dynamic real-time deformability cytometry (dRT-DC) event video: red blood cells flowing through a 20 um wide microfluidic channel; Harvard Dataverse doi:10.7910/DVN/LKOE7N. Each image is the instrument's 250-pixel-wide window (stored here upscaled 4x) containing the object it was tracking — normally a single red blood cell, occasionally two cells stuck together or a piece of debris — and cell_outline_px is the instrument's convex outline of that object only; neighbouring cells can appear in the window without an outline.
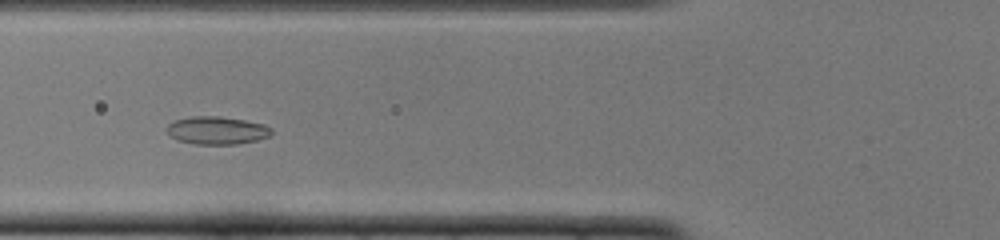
{"species": "common noctule bat (a hibernating species)", "species_latin": "Nyctalus noctula", "temperature_condition": "cold", "stored_images_in_passage": 46, "camera_frame_rate_fps": 3000, "um_per_image_px": 0.085, "animal": {"sex": "female", "body_mass_g": 22.0, "forearm_length_mm": 56.7}, "frame": {"image": 1, "passage_image": 13, "time_ms": 4.0, "image_size_px": [1000, 240], "cell_outline_px": [[272, 136], [240, 144], [192, 144], [176, 140], [164, 128], [172, 120], [188, 116], [220, 116], [244, 120], [264, 124], [272, 128]], "centroid_in_image_um": [18.41, 11.08], "position_along_channel_um": 107.4, "area_um2": 17.34}}
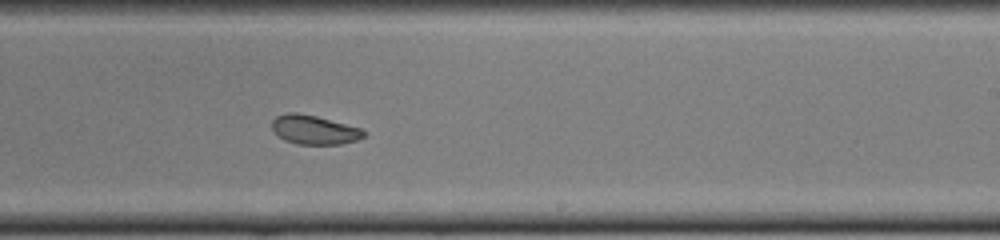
{"frame": {"image": 2, "passage_image": 25, "time_ms": 8.0, "image_size_px": [1000, 240], "cell_outline_px": [[368, 132], [364, 136], [356, 140], [340, 144], [296, 144], [284, 140], [276, 136], [272, 128], [272, 120], [276, 116], [288, 112], [296, 112], [316, 116], [360, 128]], "centroid_in_image_um": [26.67, 11.03], "position_along_channel_um": 262.3, "area_um2": 15.61}}
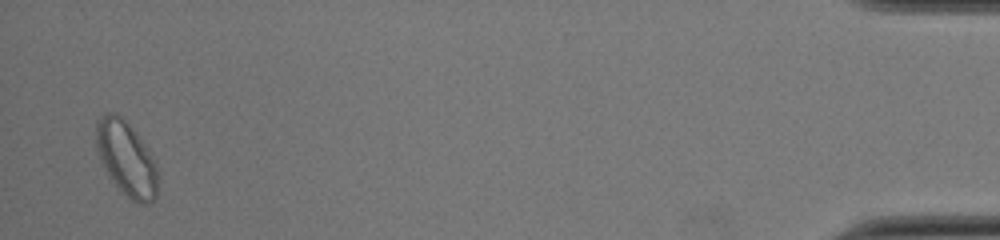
{"frame": {"image": 3, "passage_image": 44, "time_ms": 14.333, "image_size_px": [1000, 240], "cell_outline_px": [[156, 196], [148, 204], [140, 204], [132, 200], [116, 184], [100, 160], [96, 148], [96, 120], [100, 116], [108, 112], [116, 112], [132, 128], [144, 144], [152, 156], [156, 164]], "centroid_in_image_um": [10.72, 13.44], "position_along_channel_um": 424.5, "area_um2": 26.13}}